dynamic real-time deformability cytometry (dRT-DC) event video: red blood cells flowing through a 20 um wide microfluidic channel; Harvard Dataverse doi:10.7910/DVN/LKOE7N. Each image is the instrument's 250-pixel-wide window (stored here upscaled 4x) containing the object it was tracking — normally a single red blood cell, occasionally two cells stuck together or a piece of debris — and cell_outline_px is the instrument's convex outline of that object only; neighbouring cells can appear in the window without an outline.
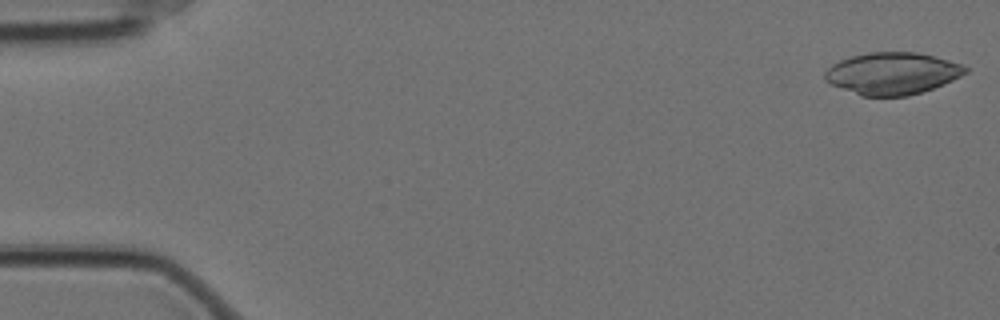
{"species": "Egyptian fruit bat (a non-hibernating species)", "species_latin": "Rousettus aegyptiacus", "temperature_condition": "cold", "stored_images_in_passage": 57, "camera_frame_rate_fps": 3000, "um_per_image_px": 0.085, "animal": {"sex": "female"}, "frame": {"image": 1, "passage_image": 1, "time_ms": 0.0, "image_size_px": [1000, 320], "cell_outline_px": [[968, 72], [944, 84], [908, 96], [860, 96], [832, 84], [824, 80], [824, 72], [832, 64], [848, 56], [868, 52], [916, 52], [936, 56], [960, 64], [968, 68]], "centroid_in_image_um": [75.82, 6.23], "position_along_channel_um": 9.2, "area_um2": 34.45}}